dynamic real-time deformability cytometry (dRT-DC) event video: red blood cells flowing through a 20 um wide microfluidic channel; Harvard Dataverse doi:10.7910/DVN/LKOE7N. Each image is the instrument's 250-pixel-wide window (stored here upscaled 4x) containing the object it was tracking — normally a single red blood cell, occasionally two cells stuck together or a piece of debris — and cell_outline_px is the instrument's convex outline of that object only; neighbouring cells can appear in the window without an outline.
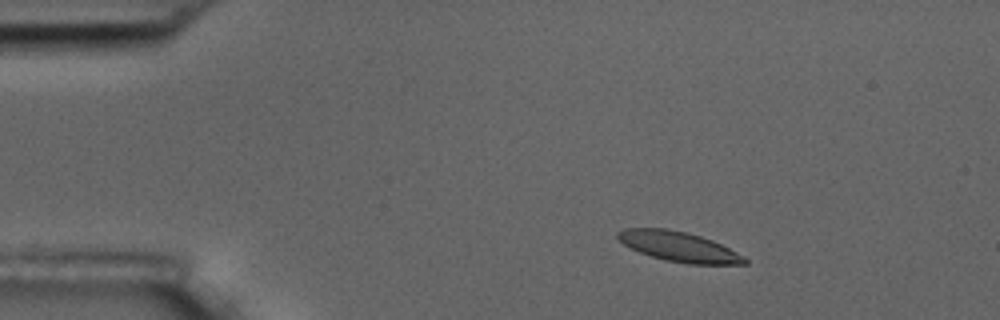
{"species": "common noctule bat (a hibernating species)", "species_latin": "Nyctalus noctula", "temperature_condition": "room temperature", "stored_images_in_passage": 8, "camera_frame_rate_fps": 3000, "um_per_image_px": 0.085, "animal": {"sex": "male", "body_mass_g": 17.5, "forearm_length_mm": 52.3}, "frame": {"image": 1, "passage_image": 3, "time_ms": 2.333, "image_size_px": [1000, 320], "cell_outline_px": [[748, 264], [688, 264], [668, 260], [652, 256], [640, 252], [624, 244], [616, 236], [616, 232], [624, 228], [668, 228], [688, 232], [712, 240], [744, 256], [748, 260]], "centroid_in_image_um": [57.7, 20.95], "position_along_channel_um": 27.3, "area_um2": 21.96}}
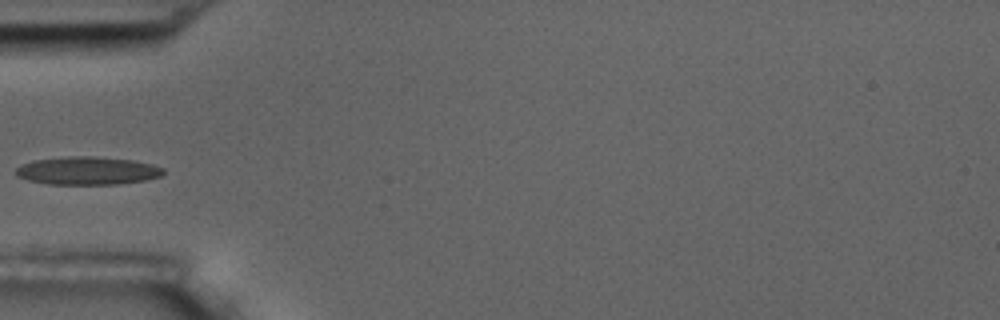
{"frame": {"image": 2, "passage_image": 6, "time_ms": 5.667, "image_size_px": [1000, 320], "cell_outline_px": [[164, 172], [160, 176], [144, 180], [116, 184], [48, 184], [28, 180], [16, 176], [16, 168], [32, 160], [68, 156], [92, 156], [132, 160], [152, 164], [164, 168]], "centroid_in_image_um": [7.41, 14.5], "position_along_channel_um": 77.6, "area_um2": 23.99}}